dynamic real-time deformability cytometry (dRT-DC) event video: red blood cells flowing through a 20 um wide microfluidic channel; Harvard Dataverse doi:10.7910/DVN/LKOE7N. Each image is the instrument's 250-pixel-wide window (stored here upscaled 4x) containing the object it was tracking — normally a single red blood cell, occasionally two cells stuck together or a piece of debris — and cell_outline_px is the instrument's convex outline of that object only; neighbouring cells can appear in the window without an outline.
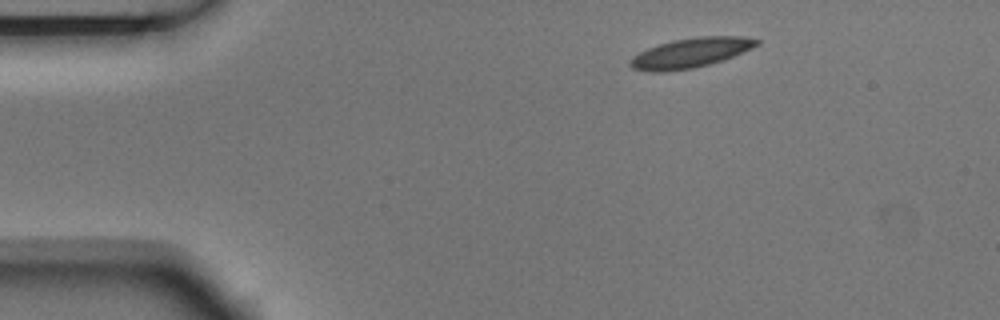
{"species": "Egyptian fruit bat (a non-hibernating species)", "species_latin": "Rousettus aegyptiacus", "temperature_condition": "room temperature", "stored_images_in_passage": 3, "camera_frame_rate_fps": 3000, "um_per_image_px": 0.085, "animal": {"sex": "male"}, "frame": {"image": 1, "passage_image": 1, "time_ms": 0.0, "image_size_px": [1000, 320], "cell_outline_px": [[760, 44], [732, 56], [708, 64], [692, 68], [664, 72], [648, 72], [632, 68], [628, 64], [628, 60], [632, 56], [648, 48], [672, 40], [700, 36], [740, 36], [760, 40]], "centroid_in_image_um": [58.64, 4.49], "position_along_channel_um": 26.4, "area_um2": 21.73}}